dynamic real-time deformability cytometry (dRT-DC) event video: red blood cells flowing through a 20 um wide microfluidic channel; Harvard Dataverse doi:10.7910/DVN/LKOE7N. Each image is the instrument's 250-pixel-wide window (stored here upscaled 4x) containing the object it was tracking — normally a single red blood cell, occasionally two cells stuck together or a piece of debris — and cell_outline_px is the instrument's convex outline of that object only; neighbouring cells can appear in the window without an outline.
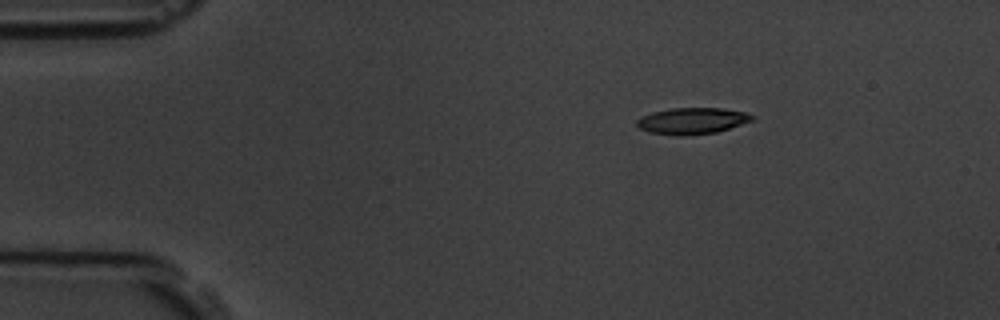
{"species": "common noctule bat (a hibernating species)", "species_latin": "Nyctalus noctula", "temperature_condition": "room temperature", "stored_images_in_passage": 2, "camera_frame_rate_fps": 3000, "um_per_image_px": 0.085, "animal": {"sex": "male", "body_mass_g": 19.5, "forearm_length_mm": 54.6}, "frame": {"image": 1, "passage_image": 2, "time_ms": 1.333, "image_size_px": [1000, 320], "cell_outline_px": [[756, 116], [752, 120], [716, 132], [684, 136], [676, 136], [648, 132], [640, 128], [636, 124], [636, 120], [652, 112], [672, 108], [724, 108], [744, 112]], "centroid_in_image_um": [58.81, 10.27], "position_along_channel_um": 26.2, "area_um2": 17.63}}